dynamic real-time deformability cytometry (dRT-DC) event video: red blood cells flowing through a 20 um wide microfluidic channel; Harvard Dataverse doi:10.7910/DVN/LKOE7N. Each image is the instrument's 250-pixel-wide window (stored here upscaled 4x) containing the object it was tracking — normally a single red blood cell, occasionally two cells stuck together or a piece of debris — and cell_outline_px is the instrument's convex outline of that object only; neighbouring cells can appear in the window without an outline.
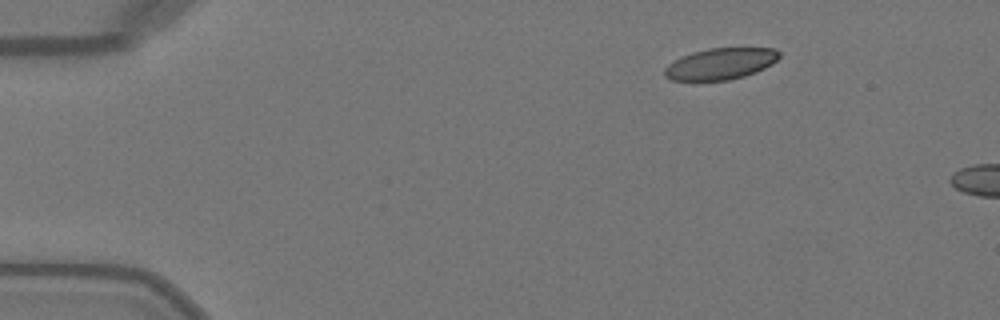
{"species": "Egyptian fruit bat (a non-hibernating species)", "species_latin": "Rousettus aegyptiacus", "temperature_condition": "warm", "stored_images_in_passage": 5, "camera_frame_rate_fps": 3000, "um_per_image_px": 0.085, "animal": {"sex": "female"}, "frame": {"image": 1, "passage_image": 1, "time_ms": 0.0, "image_size_px": [1000, 320], "cell_outline_px": [[780, 56], [772, 64], [756, 72], [744, 76], [728, 80], [672, 80], [664, 76], [664, 68], [668, 64], [692, 52], [708, 48], [776, 48], [780, 52]], "centroid_in_image_um": [61.26, 5.41], "position_along_channel_um": 23.7, "area_um2": 20.87}}